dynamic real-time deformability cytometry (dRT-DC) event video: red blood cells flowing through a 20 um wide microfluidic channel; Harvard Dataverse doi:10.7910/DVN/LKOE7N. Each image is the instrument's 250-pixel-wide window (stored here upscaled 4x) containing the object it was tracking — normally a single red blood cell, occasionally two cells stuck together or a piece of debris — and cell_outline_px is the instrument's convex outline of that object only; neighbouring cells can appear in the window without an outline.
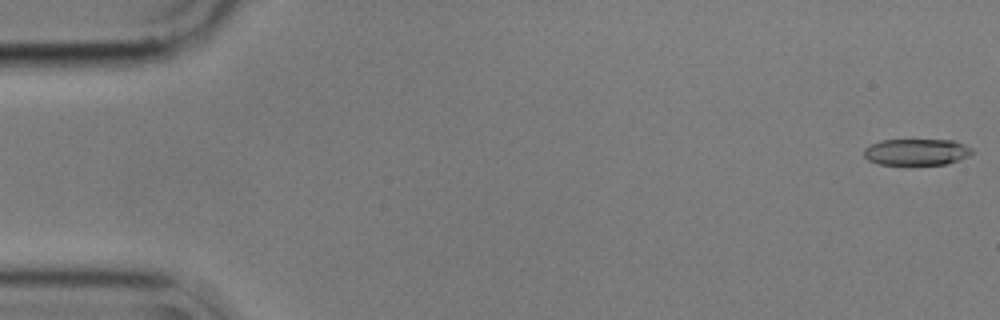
{"species": "common noctule bat (a hibernating species)", "species_latin": "Nyctalus noctula", "temperature_condition": "cold", "stored_images_in_passage": 56, "camera_frame_rate_fps": 3000, "um_per_image_px": 0.085, "animal": {"sex": "male", "body_mass_g": 17.9}, "frame": {"image": 1, "passage_image": 1, "time_ms": 0.0, "image_size_px": [1000, 320], "cell_outline_px": [[972, 152], [968, 156], [944, 164], [880, 164], [868, 160], [864, 156], [864, 148], [880, 140], [952, 140], [972, 148]], "centroid_in_image_um": [77.86, 12.91], "position_along_channel_um": 7.1, "area_um2": 16.36}}
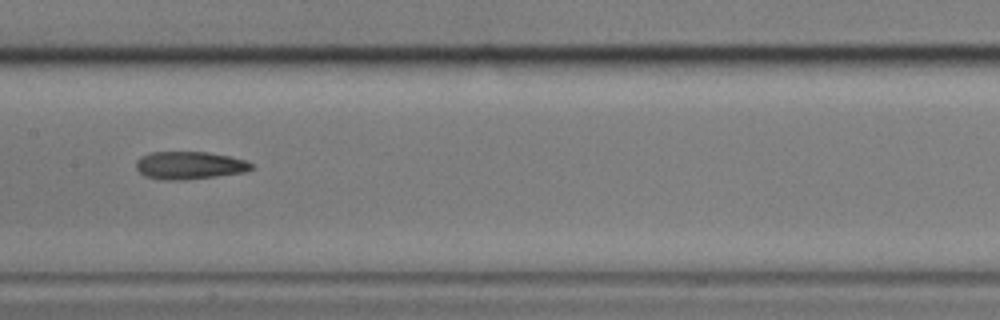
{"frame": {"image": 2, "passage_image": 28, "time_ms": 9.0, "image_size_px": [1000, 320], "cell_outline_px": [[256, 168], [244, 172], [216, 176], [184, 180], [160, 180], [144, 176], [136, 168], [136, 160], [140, 156], [152, 152], [208, 152], [228, 156], [244, 160], [252, 164]], "centroid_in_image_um": [16.08, 14.06], "position_along_channel_um": 191.3, "area_um2": 18.73}}
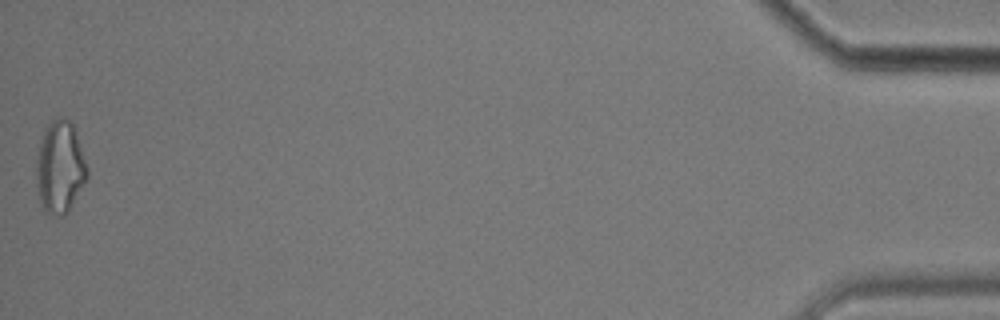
{"frame": {"image": 3, "passage_image": 56, "time_ms": 18.333, "image_size_px": [1000, 320], "cell_outline_px": [[88, 176], [84, 184], [68, 212], [64, 216], [56, 216], [44, 212], [40, 200], [36, 184], [36, 160], [40, 140], [44, 128], [52, 120], [60, 116], [64, 116], [72, 124], [88, 168]], "centroid_in_image_um": [5.08, 14.23], "position_along_channel_um": 430.1, "area_um2": 27.46}, "authors_computed_cell_mechanics": {"area_um2": 18.6983, "velocity_mm_per_s": 3.5699, "shape_relaxation_time_tau1_ms": null, "shape_relaxation_time_tau2_ms": 4.4382, "deformation_change_tau1": null, "deformation_change_tau2": 0.152}}